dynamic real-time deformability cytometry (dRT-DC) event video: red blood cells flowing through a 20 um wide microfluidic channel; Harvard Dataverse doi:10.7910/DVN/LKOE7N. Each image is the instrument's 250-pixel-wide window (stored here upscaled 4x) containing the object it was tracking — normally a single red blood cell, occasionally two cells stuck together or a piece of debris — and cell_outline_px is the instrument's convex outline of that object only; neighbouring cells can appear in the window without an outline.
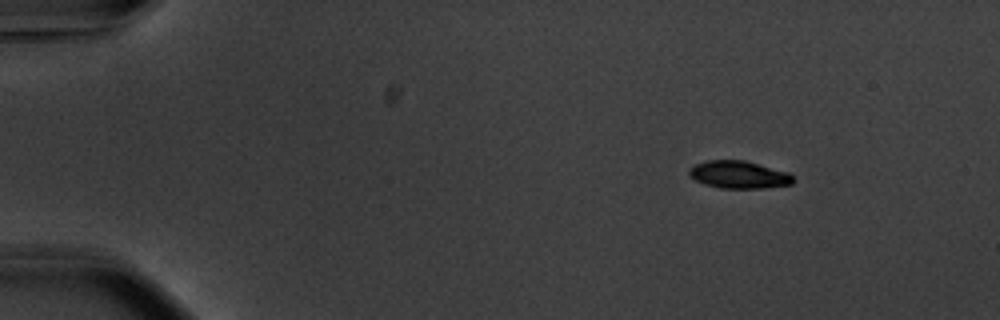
{"species": "common noctule bat (a hibernating species)", "species_latin": "Nyctalus noctula", "temperature_condition": "warm", "stored_images_in_passage": 49, "camera_frame_rate_fps": 3000, "um_per_image_px": 0.085, "animal": {"sex": "male", "body_mass_g": 20.1, "forearm_length_mm": 53.5}, "frame": {"image": 1, "passage_image": 1, "time_ms": 0.0, "image_size_px": [1000, 320], "cell_outline_px": [[796, 180], [792, 184], [764, 188], [720, 188], [704, 184], [696, 180], [688, 172], [696, 164], [704, 160], [744, 160], [788, 172]], "centroid_in_image_um": [62.83, 14.85], "position_along_channel_um": 22.2, "area_um2": 16.59}}
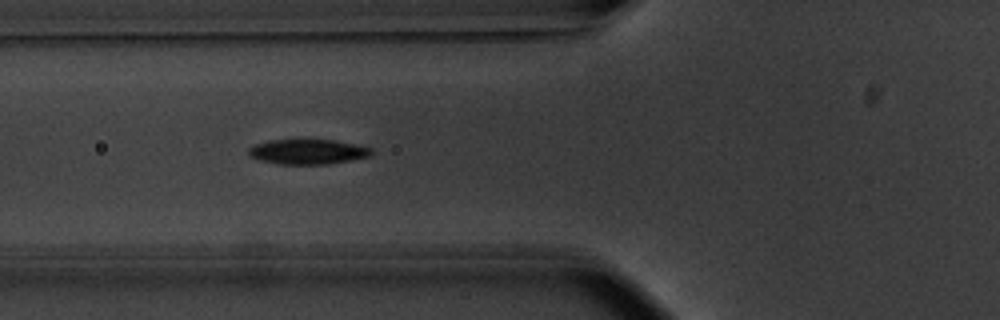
{"frame": {"image": 2, "passage_image": 15, "time_ms": 4.667, "image_size_px": [1000, 320], "cell_outline_px": [[372, 152], [368, 156], [328, 164], [280, 164], [260, 160], [248, 156], [248, 148], [256, 144], [268, 140], [332, 140], [372, 148]], "centroid_in_image_um": [26.09, 12.9], "position_along_channel_um": 99.7, "area_um2": 17.57}}
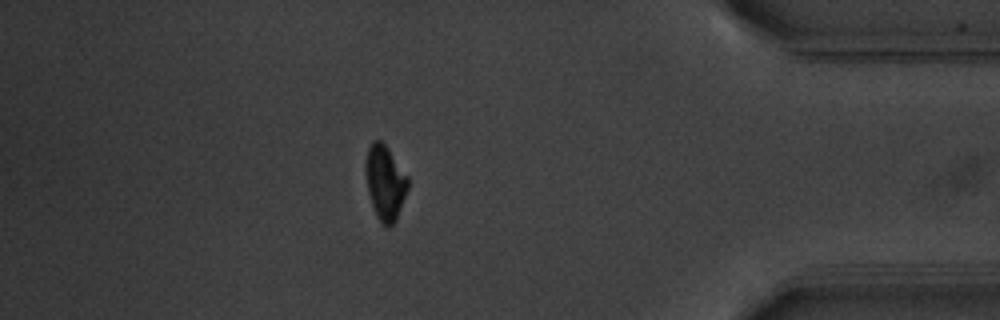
{"frame": {"image": 3, "passage_image": 42, "time_ms": 13.667, "image_size_px": [1000, 320], "cell_outline_px": [[408, 188], [396, 220], [388, 228], [376, 216], [368, 192], [364, 168], [364, 164], [368, 148], [372, 140], [380, 140], [388, 148], [408, 176]], "centroid_in_image_um": [32.72, 15.49], "position_along_channel_um": 402.5, "area_um2": 18.38}, "authors_computed_cell_mechanics": {"area_um2": 18.1492, "velocity_mm_per_s": 3.7306, "shape_relaxation_time_tau1_ms": 2.3378, "shape_relaxation_time_tau2_ms": 10.3866, "deformation_change_tau1": 0.1282, "deformation_change_tau2": 0.1182}}